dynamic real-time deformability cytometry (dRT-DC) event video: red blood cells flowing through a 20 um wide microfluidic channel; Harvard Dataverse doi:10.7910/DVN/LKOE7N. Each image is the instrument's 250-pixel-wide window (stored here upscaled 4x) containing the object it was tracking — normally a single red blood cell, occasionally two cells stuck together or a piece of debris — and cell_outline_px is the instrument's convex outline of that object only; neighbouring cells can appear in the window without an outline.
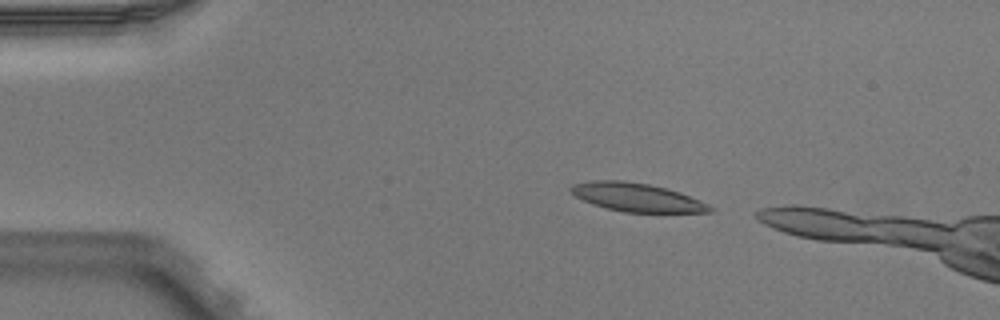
{"species": "Egyptian fruit bat (a non-hibernating species)", "species_latin": "Rousettus aegyptiacus", "temperature_condition": "warm", "stored_images_in_passage": 4, "camera_frame_rate_fps": 3000, "um_per_image_px": 0.085, "animal": {"sex": "male"}, "frame": {"image": 1, "passage_image": 1, "time_ms": 0.0, "image_size_px": [1000, 320], "cell_outline_px": [[716, 208], [712, 212], [624, 212], [592, 204], [576, 196], [568, 188], [572, 184], [592, 180], [624, 180], [648, 184], [680, 192], [700, 200]], "centroid_in_image_um": [54.14, 16.77], "position_along_channel_um": 30.9, "area_um2": 22.95}}